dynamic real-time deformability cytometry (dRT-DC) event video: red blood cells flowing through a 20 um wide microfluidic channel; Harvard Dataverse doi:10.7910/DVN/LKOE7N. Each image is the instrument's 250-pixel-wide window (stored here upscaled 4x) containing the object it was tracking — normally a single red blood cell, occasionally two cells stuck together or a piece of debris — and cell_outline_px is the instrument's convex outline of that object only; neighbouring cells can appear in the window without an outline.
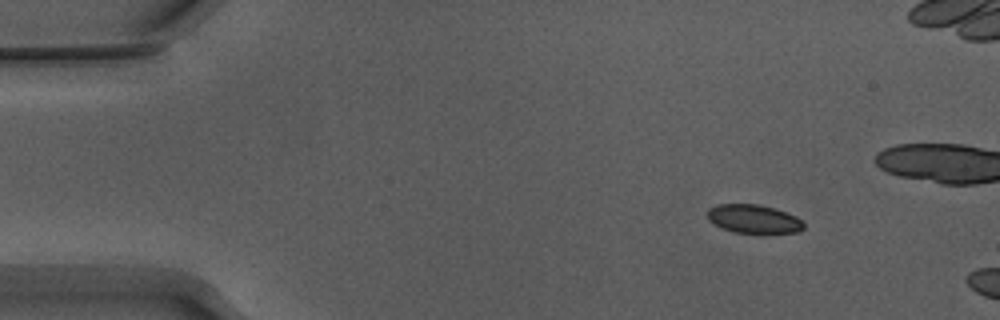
{"species": "Egyptian fruit bat (a non-hibernating species)", "species_latin": "Rousettus aegyptiacus", "temperature_condition": "warm", "stored_images_in_passage": 13, "camera_frame_rate_fps": 3000, "um_per_image_px": 0.085, "animal": {"sex": "male"}, "frame": {"image": 1, "passage_image": 3, "time_ms": 0.667, "image_size_px": [1000, 320], "cell_outline_px": [[804, 228], [800, 232], [764, 236], [732, 232], [720, 228], [712, 224], [708, 220], [708, 208], [716, 204], [760, 204], [788, 212], [796, 216], [804, 224]], "centroid_in_image_um": [64.08, 18.66], "position_along_channel_um": 20.9, "area_um2": 17.11}}